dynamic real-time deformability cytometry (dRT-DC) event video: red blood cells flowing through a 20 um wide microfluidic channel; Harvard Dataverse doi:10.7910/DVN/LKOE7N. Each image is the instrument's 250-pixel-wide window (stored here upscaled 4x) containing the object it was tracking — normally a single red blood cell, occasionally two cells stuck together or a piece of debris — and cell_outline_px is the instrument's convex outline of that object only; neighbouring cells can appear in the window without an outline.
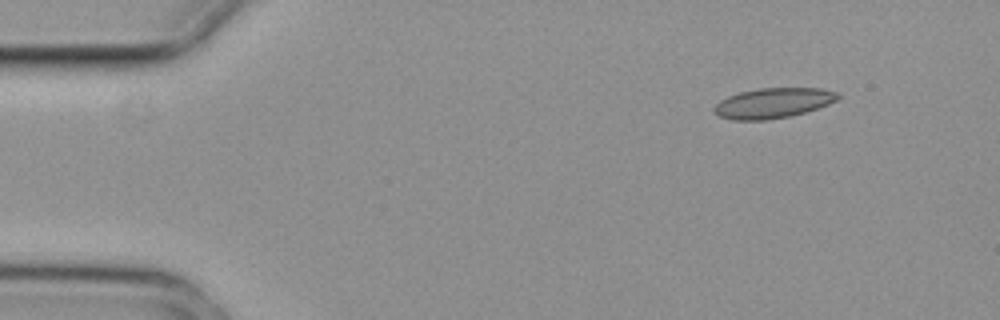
{"species": "common noctule bat (a hibernating species)", "species_latin": "Nyctalus noctula", "temperature_condition": "cold", "stored_images_in_passage": 4, "camera_frame_rate_fps": 3000, "um_per_image_px": 0.085, "animal": {"sex": "female", "body_mass_g": 29.2, "forearm_length_mm": 56.3}, "frame": {"image": 1, "passage_image": 1, "time_ms": 0.0, "image_size_px": [1000, 320], "cell_outline_px": [[840, 96], [836, 100], [828, 104], [804, 112], [788, 116], [768, 120], [732, 120], [720, 116], [712, 112], [712, 108], [720, 100], [728, 96], [740, 92], [760, 88], [820, 88], [840, 92]], "centroid_in_image_um": [65.69, 8.75], "position_along_channel_um": 19.3, "area_um2": 21.73}}
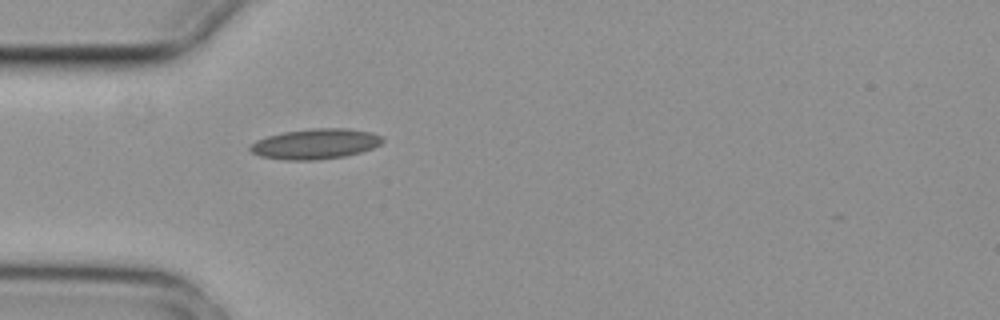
{"frame": {"image": 2, "passage_image": 4, "time_ms": 1.0, "image_size_px": [1000, 320], "cell_outline_px": [[384, 140], [380, 144], [372, 148], [360, 152], [344, 156], [316, 160], [284, 160], [260, 156], [252, 152], [248, 148], [256, 140], [268, 136], [284, 132], [312, 128], [348, 128], [372, 132], [380, 136]], "centroid_in_image_um": [26.8, 12.23], "position_along_channel_um": 58.2, "area_um2": 23.29}}